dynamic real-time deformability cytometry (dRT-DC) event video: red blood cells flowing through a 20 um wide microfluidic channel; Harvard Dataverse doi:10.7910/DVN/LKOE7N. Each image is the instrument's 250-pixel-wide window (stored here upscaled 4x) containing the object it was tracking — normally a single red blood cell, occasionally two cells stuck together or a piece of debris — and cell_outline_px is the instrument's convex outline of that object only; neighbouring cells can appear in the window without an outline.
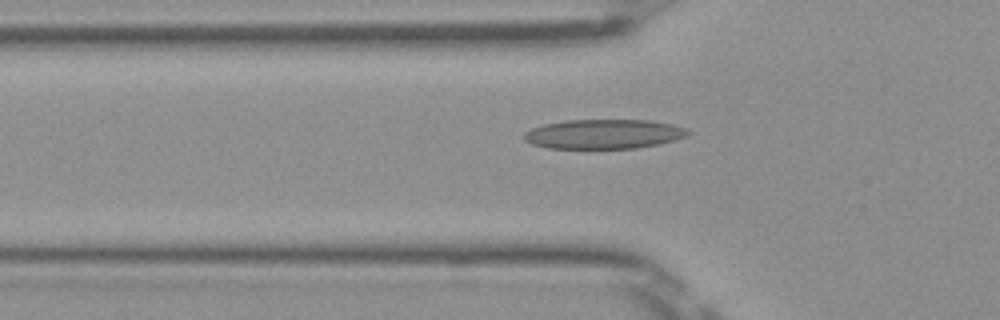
{"species": "Egyptian fruit bat (a non-hibernating species)", "species_latin": "Rousettus aegyptiacus", "temperature_condition": "room temperature", "stored_images_in_passage": 31, "camera_frame_rate_fps": 3000, "um_per_image_px": 0.085, "frame": {"image": 1, "passage_image": 3, "time_ms": 0.667, "image_size_px": [1000, 320], "cell_outline_px": [[692, 132], [688, 136], [656, 144], [636, 148], [548, 148], [532, 144], [524, 140], [524, 132], [532, 128], [544, 124], [564, 120], [652, 120], [672, 124], [688, 128]], "centroid_in_image_um": [51.33, 11.38], "position_along_channel_um": 74.5, "area_um2": 28.21}}
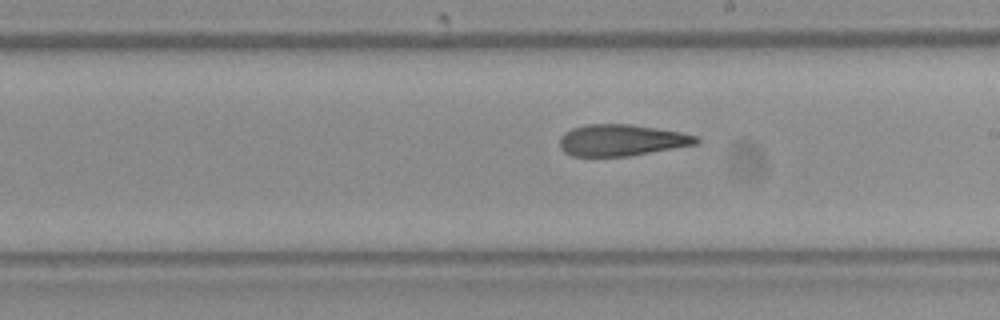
{"frame": {"image": 2, "passage_image": 15, "time_ms": 4.667, "image_size_px": [1000, 320], "cell_outline_px": [[700, 140], [696, 144], [628, 156], [572, 156], [564, 152], [560, 148], [560, 136], [564, 132], [572, 128], [588, 124], [632, 124], [680, 132], [700, 136]], "centroid_in_image_um": [52.81, 11.91], "position_along_channel_um": 236.2, "area_um2": 25.03}}
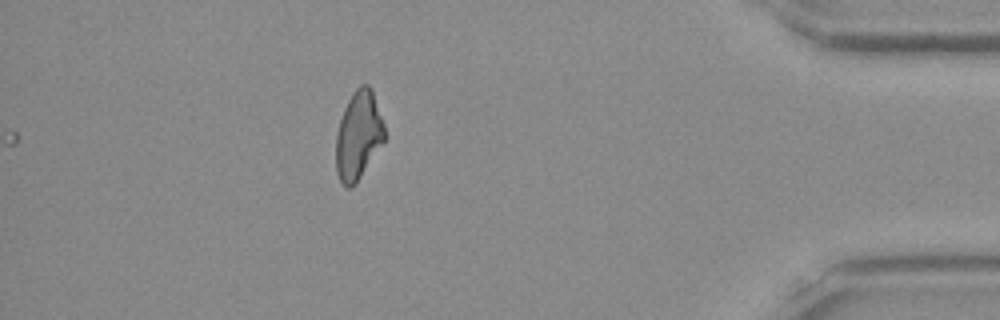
{"frame": {"image": 3, "passage_image": 31, "time_ms": 10.0, "image_size_px": [1000, 320], "cell_outline_px": [[384, 140], [356, 184], [352, 188], [348, 188], [340, 180], [336, 172], [336, 136], [340, 120], [344, 108], [348, 100], [356, 88], [360, 84], [368, 84], [372, 88], [384, 124]], "centroid_in_image_um": [30.46, 11.5], "position_along_channel_um": 404.7, "area_um2": 24.85}, "authors_computed_cell_mechanics": {"area_um2": 25.432, "velocity_mm_per_s": 4.0148, "shape_relaxation_time_tau1_ms": null, "shape_relaxation_time_tau2_ms": 4.918, "deformation_change_tau1": null, "deformation_change_tau2": 0.1687}}